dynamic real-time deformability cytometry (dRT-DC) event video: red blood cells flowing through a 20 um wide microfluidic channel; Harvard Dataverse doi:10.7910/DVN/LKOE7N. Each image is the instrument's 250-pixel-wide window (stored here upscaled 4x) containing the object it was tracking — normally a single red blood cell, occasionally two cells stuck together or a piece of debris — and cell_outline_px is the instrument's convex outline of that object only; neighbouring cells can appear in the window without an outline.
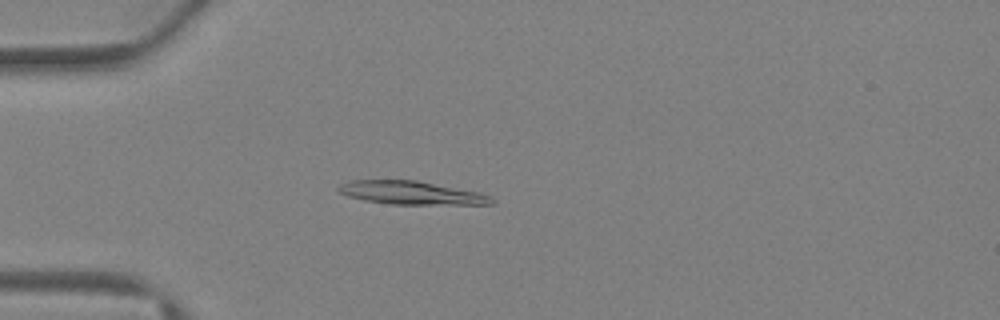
{"species": "Egyptian fruit bat (a non-hibernating species)", "species_latin": "Rousettus aegyptiacus", "temperature_condition": "warm", "stored_images_in_passage": 40, "camera_frame_rate_fps": 3000, "um_per_image_px": 0.085, "animal": {"sex": "female"}, "frame": {"image": 1, "passage_image": 12, "time_ms": 3.667, "image_size_px": [1000, 320], "cell_outline_px": [[496, 200], [492, 204], [392, 204], [364, 200], [348, 196], [340, 192], [336, 188], [340, 184], [348, 180], [416, 180], [480, 192], [492, 196]], "centroid_in_image_um": [34.98, 16.38], "position_along_channel_um": 50.0, "area_um2": 20.81}}
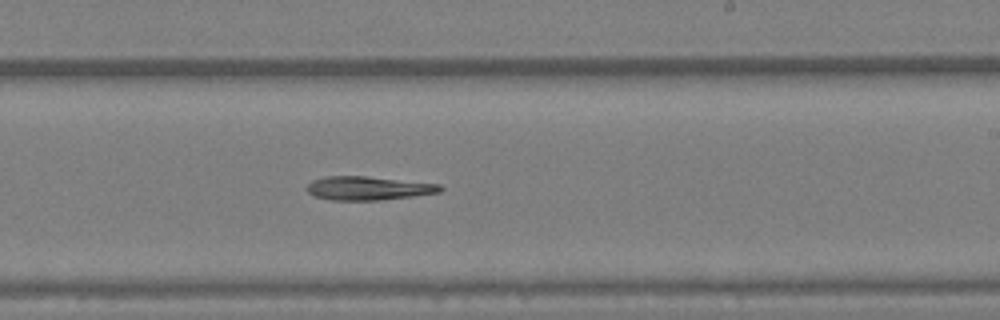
{"frame": {"image": 2, "passage_image": 25, "time_ms": 8.0, "image_size_px": [1000, 320], "cell_outline_px": [[444, 188], [440, 192], [412, 196], [380, 200], [332, 200], [312, 196], [308, 192], [308, 184], [312, 180], [324, 176], [364, 176], [440, 184]], "centroid_in_image_um": [31.28, 16.0], "position_along_channel_um": 257.7, "area_um2": 18.32}}
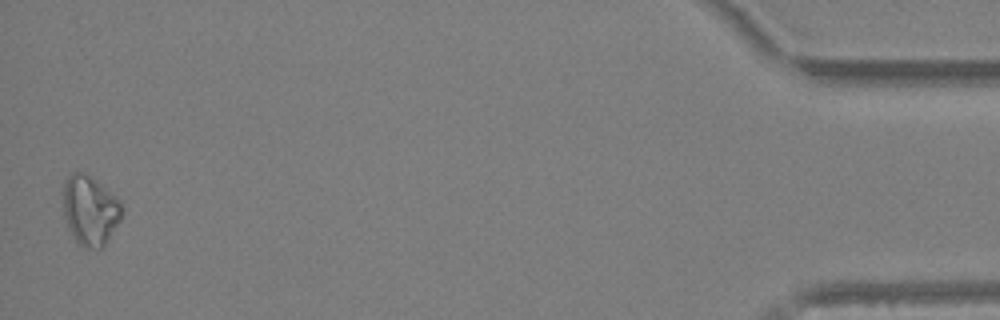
{"frame": {"image": 3, "passage_image": 40, "time_ms": 13.0, "image_size_px": [1000, 320], "cell_outline_px": [[120, 220], [104, 244], [100, 248], [84, 248], [72, 236], [68, 228], [64, 216], [60, 192], [64, 180], [72, 172], [84, 172], [116, 196], [120, 200]], "centroid_in_image_um": [7.57, 17.84], "position_along_channel_um": 427.6, "area_um2": 23.87}}